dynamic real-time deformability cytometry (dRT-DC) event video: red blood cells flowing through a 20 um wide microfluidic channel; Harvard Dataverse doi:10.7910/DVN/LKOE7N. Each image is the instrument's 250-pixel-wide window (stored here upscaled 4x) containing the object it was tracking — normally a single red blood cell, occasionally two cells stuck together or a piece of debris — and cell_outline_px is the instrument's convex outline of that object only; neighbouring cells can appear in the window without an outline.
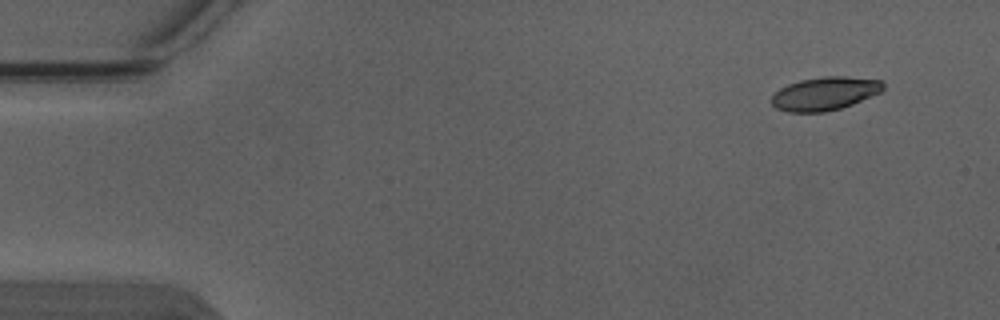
{"species": "Egyptian fruit bat (a non-hibernating species)", "species_latin": "Rousettus aegyptiacus", "temperature_condition": "warm", "stored_images_in_passage": 4, "camera_frame_rate_fps": 3000, "um_per_image_px": 0.085, "animal": {"sex": "male"}, "frame": {"image": 1, "passage_image": 1, "time_ms": 0.0, "image_size_px": [1000, 320], "cell_outline_px": [[884, 88], [880, 92], [852, 104], [840, 108], [824, 112], [788, 112], [776, 108], [772, 104], [772, 96], [780, 88], [788, 84], [800, 80], [824, 76], [844, 76], [880, 80], [884, 84]], "centroid_in_image_um": [70.09, 7.95], "position_along_channel_um": 14.9, "area_um2": 21.5}}
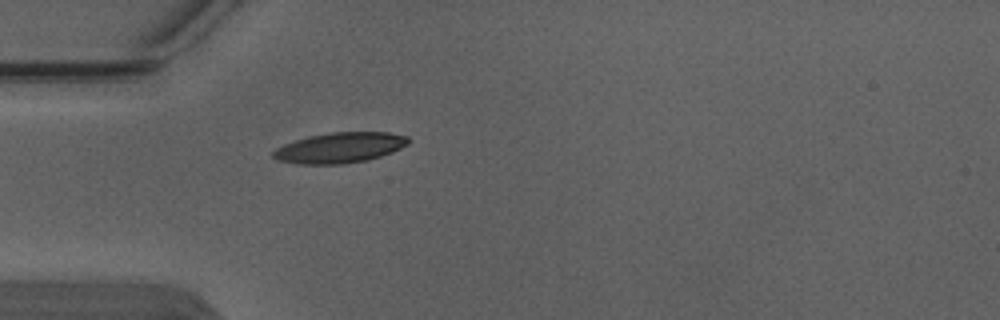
{"frame": {"image": 2, "passage_image": 4, "time_ms": 1.0, "image_size_px": [1000, 320], "cell_outline_px": [[412, 140], [408, 144], [392, 152], [368, 160], [344, 164], [300, 164], [280, 160], [272, 156], [272, 152], [276, 148], [284, 144], [308, 136], [328, 132], [388, 132], [408, 136]], "centroid_in_image_um": [28.92, 12.55], "position_along_channel_um": 56.1, "area_um2": 24.04}}